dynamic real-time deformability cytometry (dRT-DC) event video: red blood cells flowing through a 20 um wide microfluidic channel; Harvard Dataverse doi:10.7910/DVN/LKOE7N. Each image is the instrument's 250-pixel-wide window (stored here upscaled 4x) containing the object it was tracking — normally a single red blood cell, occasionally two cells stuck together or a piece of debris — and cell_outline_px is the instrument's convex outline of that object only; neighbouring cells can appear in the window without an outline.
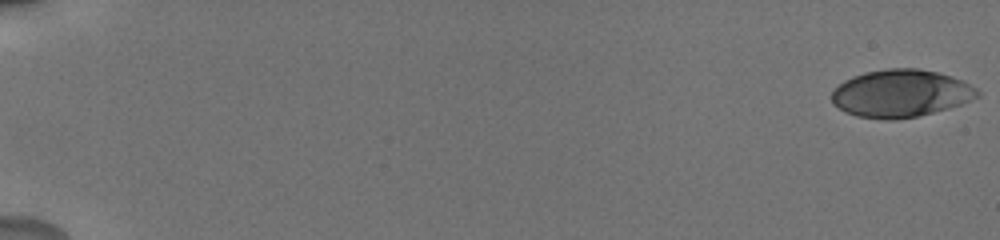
{"species": "human", "species_latin": "Homo sapiens", "temperature_condition": "cold", "stored_images_in_passage": 12, "camera_frame_rate_fps": 3000, "um_per_image_px": 0.085, "donor": {"sex": "male"}, "frame": {"image": 1, "passage_image": 1, "time_ms": 0.0, "image_size_px": [1000, 240], "cell_outline_px": [[980, 96], [960, 104], [948, 108], [916, 116], [896, 120], [888, 120], [856, 116], [844, 112], [832, 104], [832, 92], [844, 80], [852, 76], [864, 72], [888, 68], [920, 68], [952, 76], [964, 80], [976, 88], [980, 92]], "centroid_in_image_um": [76.56, 7.93], "position_along_channel_um": 8.4, "area_um2": 40.52}}
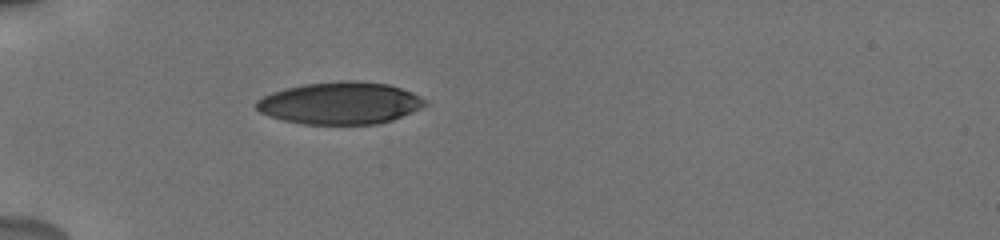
{"frame": {"image": 2, "passage_image": 12, "time_ms": 6.0, "image_size_px": [1000, 240], "cell_outline_px": [[432, 104], [392, 120], [376, 124], [304, 124], [284, 120], [268, 116], [260, 112], [252, 104], [256, 100], [272, 92], [304, 84], [340, 80], [356, 80], [388, 84], [412, 92], [428, 100]], "centroid_in_image_um": [28.94, 8.76], "position_along_channel_um": 56.1, "area_um2": 41.85}}